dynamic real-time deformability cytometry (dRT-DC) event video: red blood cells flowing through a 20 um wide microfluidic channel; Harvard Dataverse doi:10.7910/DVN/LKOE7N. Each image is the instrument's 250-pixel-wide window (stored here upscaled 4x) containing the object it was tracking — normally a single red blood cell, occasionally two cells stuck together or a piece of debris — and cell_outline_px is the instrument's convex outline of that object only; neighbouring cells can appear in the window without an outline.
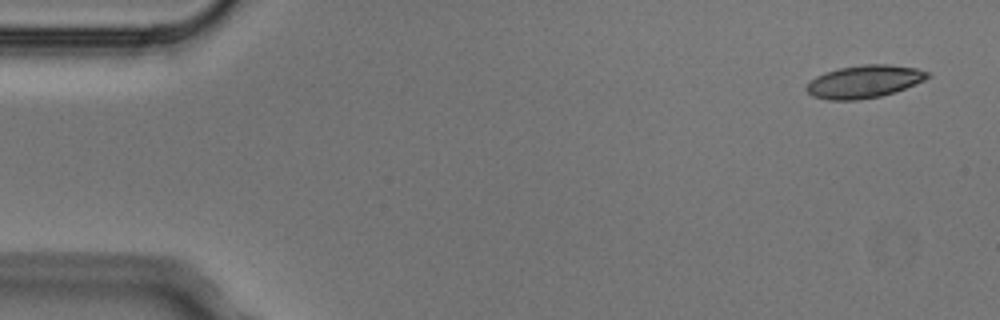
{"species": "Egyptian fruit bat (a non-hibernating species)", "species_latin": "Rousettus aegyptiacus", "temperature_condition": "cold", "stored_images_in_passage": 3, "camera_frame_rate_fps": 3000, "um_per_image_px": 0.085, "animal": {"sex": "male"}, "frame": {"image": 1, "passage_image": 1, "time_ms": 0.0, "image_size_px": [1000, 320], "cell_outline_px": [[932, 76], [924, 80], [904, 88], [880, 96], [856, 100], [828, 100], [812, 96], [804, 88], [816, 76], [824, 72], [840, 68], [864, 64], [888, 64], [916, 68], [928, 72]], "centroid_in_image_um": [73.44, 6.93], "position_along_channel_um": 11.6, "area_um2": 22.89}}